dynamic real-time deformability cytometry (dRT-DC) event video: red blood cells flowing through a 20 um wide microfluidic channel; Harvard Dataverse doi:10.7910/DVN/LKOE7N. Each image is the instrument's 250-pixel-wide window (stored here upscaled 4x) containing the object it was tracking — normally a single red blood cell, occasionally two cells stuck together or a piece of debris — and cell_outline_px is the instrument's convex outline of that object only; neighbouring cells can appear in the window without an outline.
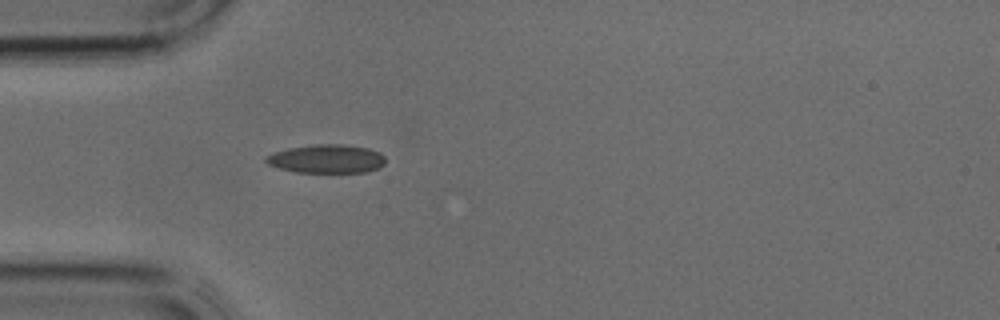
{"species": "common noctule bat (a hibernating species)", "species_latin": "Nyctalus noctula", "temperature_condition": "cold", "stored_images_in_passage": 31, "camera_frame_rate_fps": 3000, "um_per_image_px": 0.085, "animal": {"sex": "male", "body_mass_g": 17.9, "forearm_length_mm": 54.2}, "frame": {"image": 1, "passage_image": 4, "time_ms": 1.0, "image_size_px": [1000, 320], "cell_outline_px": [[384, 164], [368, 172], [296, 172], [280, 168], [268, 164], [264, 160], [264, 156], [288, 148], [316, 144], [340, 144], [368, 148], [380, 152], [384, 156]], "centroid_in_image_um": [27.75, 13.5], "position_along_channel_um": 57.2, "area_um2": 19.77}}
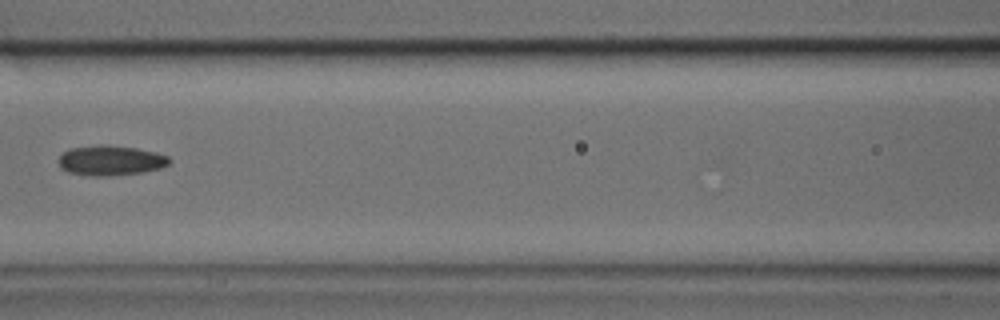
{"frame": {"image": 2, "passage_image": 10, "time_ms": 3.0, "image_size_px": [1000, 320], "cell_outline_px": [[172, 160], [168, 164], [160, 168], [144, 172], [108, 176], [92, 176], [68, 172], [60, 168], [60, 156], [64, 152], [72, 148], [100, 144], [108, 144], [136, 148], [156, 152], [168, 156]], "centroid_in_image_um": [9.43, 13.63], "position_along_channel_um": 157.2, "area_um2": 19.42}}
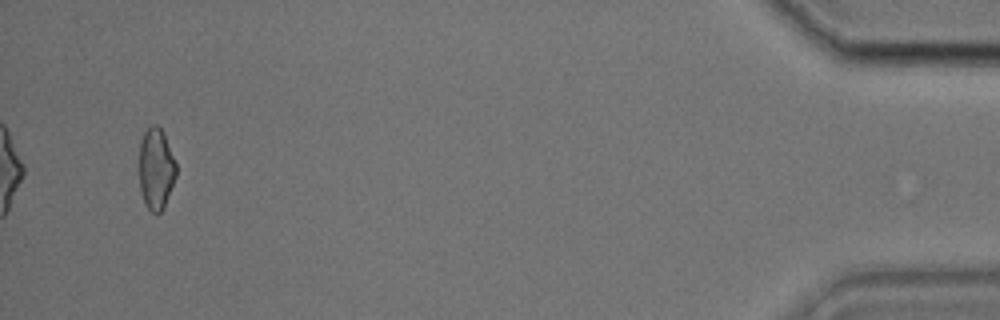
{"frame": {"image": 3, "passage_image": 30, "time_ms": 9.667, "image_size_px": [1000, 320], "cell_outline_px": [[176, 176], [164, 208], [160, 212], [152, 212], [144, 204], [140, 192], [140, 140], [144, 132], [152, 124], [156, 124], [164, 132], [176, 160]], "centroid_in_image_um": [13.27, 14.33], "position_along_channel_um": 421.9, "area_um2": 17.74}}